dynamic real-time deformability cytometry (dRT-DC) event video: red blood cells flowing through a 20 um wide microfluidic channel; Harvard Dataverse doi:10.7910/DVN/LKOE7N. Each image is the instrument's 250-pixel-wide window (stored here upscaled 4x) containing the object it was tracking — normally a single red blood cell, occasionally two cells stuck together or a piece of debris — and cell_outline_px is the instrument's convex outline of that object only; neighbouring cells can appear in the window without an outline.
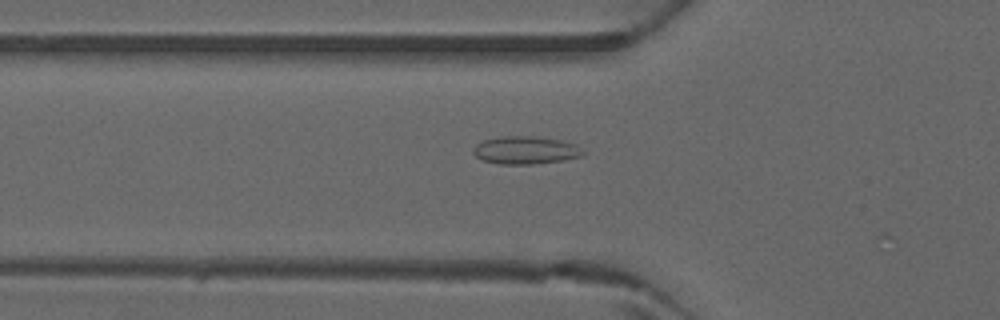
{"species": "common noctule bat (a hibernating species)", "species_latin": "Nyctalus noctula", "temperature_condition": "warm", "stored_images_in_passage": 11, "camera_frame_rate_fps": 3000, "um_per_image_px": 0.085, "animal": {"sex": "male", "forearm_length_mm": 52.5}, "frame": {"image": 1, "passage_image": 4, "time_ms": 1.0, "image_size_px": [1000, 320], "cell_outline_px": [[584, 152], [580, 156], [560, 160], [532, 164], [500, 164], [484, 160], [476, 156], [472, 152], [472, 148], [476, 144], [484, 140], [500, 136], [532, 136], [560, 140], [576, 144]], "centroid_in_image_um": [44.62, 12.75], "position_along_channel_um": 81.2, "area_um2": 17.57}}
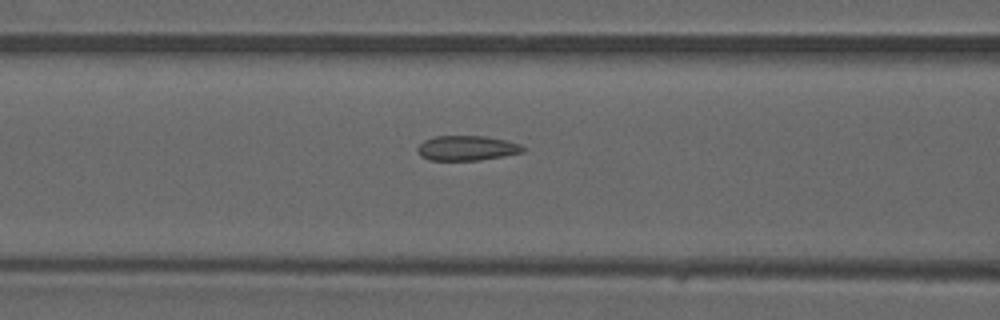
{"frame": {"image": 2, "passage_image": 7, "time_ms": 2.0, "image_size_px": [1000, 320], "cell_outline_px": [[528, 148], [524, 152], [480, 160], [428, 160], [420, 156], [416, 148], [424, 140], [432, 136], [484, 136], [504, 140], [520, 144]], "centroid_in_image_um": [39.67, 12.59], "position_along_channel_um": 126.9, "area_um2": 15.37}}
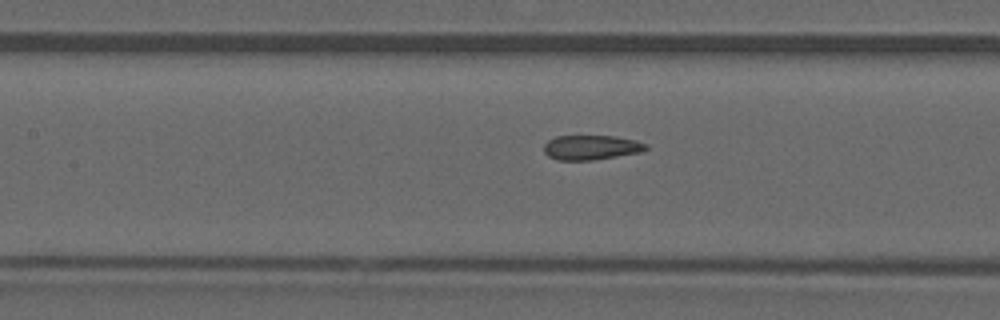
{"frame": {"image": 3, "passage_image": 9, "time_ms": 2.667, "image_size_px": [1000, 320], "cell_outline_px": [[648, 148], [640, 152], [592, 160], [556, 160], [548, 156], [544, 152], [544, 144], [548, 140], [556, 136], [616, 136], [636, 140], [648, 144]], "centroid_in_image_um": [50.24, 12.53], "position_along_channel_um": 157.2, "area_um2": 14.68}}